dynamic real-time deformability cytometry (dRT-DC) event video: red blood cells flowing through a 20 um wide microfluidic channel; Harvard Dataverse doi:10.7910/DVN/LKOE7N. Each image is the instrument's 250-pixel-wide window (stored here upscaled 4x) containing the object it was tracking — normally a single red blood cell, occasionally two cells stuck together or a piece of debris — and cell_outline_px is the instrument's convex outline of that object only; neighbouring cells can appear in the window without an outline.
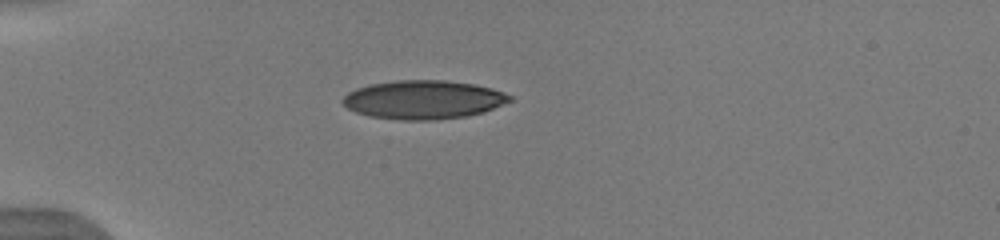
{"species": "human", "species_latin": "Homo sapiens", "temperature_condition": "warm", "stored_images_in_passage": 22, "camera_frame_rate_fps": 3000, "um_per_image_px": 0.085, "donor": {"sex": "male"}, "frame": {"image": 1, "passage_image": 13, "time_ms": 4.667, "image_size_px": [1000, 240], "cell_outline_px": [[512, 100], [484, 112], [468, 116], [432, 120], [404, 120], [368, 116], [356, 112], [348, 108], [340, 100], [348, 92], [356, 88], [368, 84], [396, 80], [444, 80], [476, 84], [492, 88], [512, 96]], "centroid_in_image_um": [35.98, 8.47], "position_along_channel_um": 49.0, "area_um2": 37.8}}